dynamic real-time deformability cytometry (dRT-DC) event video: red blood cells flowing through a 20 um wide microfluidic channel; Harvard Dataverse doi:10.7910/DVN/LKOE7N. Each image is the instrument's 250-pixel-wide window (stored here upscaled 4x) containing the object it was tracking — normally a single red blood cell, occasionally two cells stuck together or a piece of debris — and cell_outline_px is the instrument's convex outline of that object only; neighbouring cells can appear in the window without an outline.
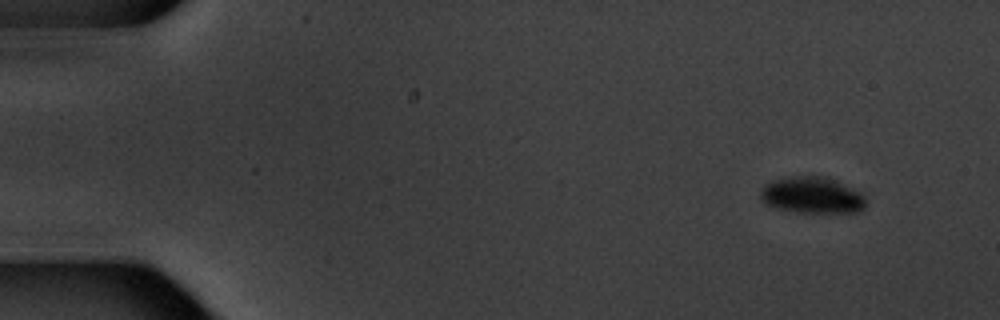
{"species": "common noctule bat (a hibernating species)", "species_latin": "Nyctalus noctula", "temperature_condition": "warm", "stored_images_in_passage": 7, "camera_frame_rate_fps": 3000, "um_per_image_px": 0.085, "animal": {"sex": "male", "body_mass_g": 20.1, "forearm_length_mm": 53.5}, "frame": {"image": 1, "passage_image": 1, "time_ms": 0.0, "image_size_px": [1000, 320], "cell_outline_px": [[864, 208], [860, 212], [796, 212], [776, 208], [768, 204], [760, 196], [760, 192], [764, 184], [772, 180], [788, 176], [828, 176], [860, 192], [864, 196]], "centroid_in_image_um": [69.02, 16.57], "position_along_channel_um": 16.0, "area_um2": 22.37}}
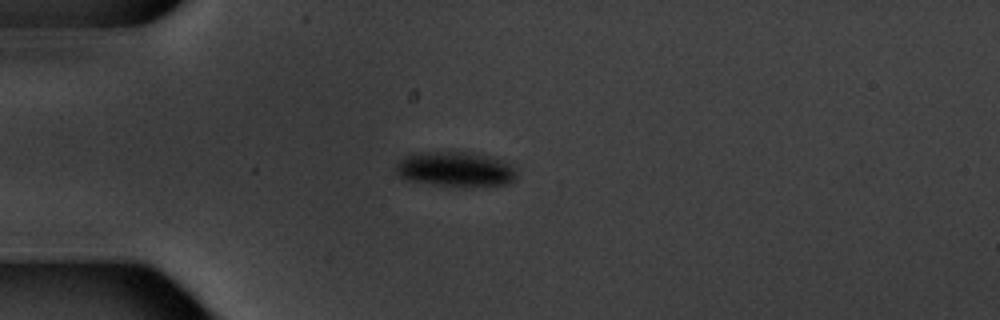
{"frame": {"image": 2, "passage_image": 4, "time_ms": 3.667, "image_size_px": [1000, 320], "cell_outline_px": [[516, 176], [508, 184], [432, 184], [404, 180], [396, 176], [396, 164], [400, 160], [408, 156], [420, 152], [472, 152], [504, 160], [516, 168]], "centroid_in_image_um": [38.67, 14.35], "position_along_channel_um": 46.3, "area_um2": 23.99}}